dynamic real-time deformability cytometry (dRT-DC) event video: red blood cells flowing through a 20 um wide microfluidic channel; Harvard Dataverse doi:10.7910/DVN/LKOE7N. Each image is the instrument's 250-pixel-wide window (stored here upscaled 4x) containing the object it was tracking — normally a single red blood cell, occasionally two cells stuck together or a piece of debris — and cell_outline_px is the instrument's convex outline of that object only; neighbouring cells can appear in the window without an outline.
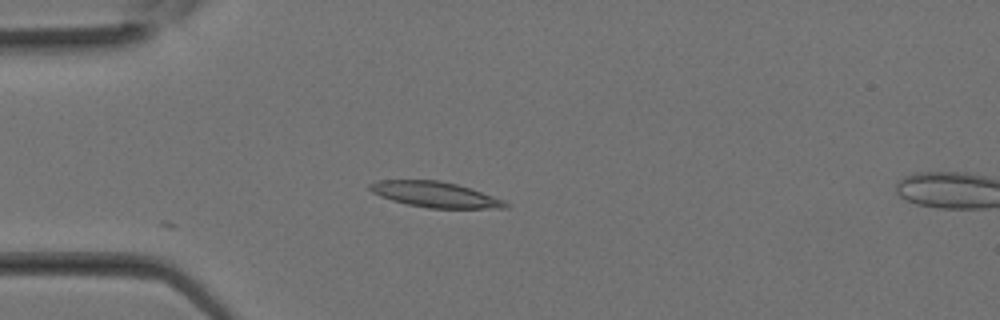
{"species": "Egyptian fruit bat (a non-hibernating species)", "species_latin": "Rousettus aegyptiacus", "temperature_condition": "room temperature", "stored_images_in_passage": 8, "camera_frame_rate_fps": 3000, "um_per_image_px": 0.085, "animal": {"sex": "female"}, "frame": {"image": 1, "passage_image": 8, "time_ms": 2.333, "image_size_px": [1000, 320], "cell_outline_px": [[508, 208], [428, 208], [408, 204], [392, 200], [380, 196], [372, 192], [368, 188], [368, 184], [380, 180], [440, 180], [472, 188], [504, 200], [508, 204]], "centroid_in_image_um": [36.99, 16.53], "position_along_channel_um": 48.0, "area_um2": 20.17}}